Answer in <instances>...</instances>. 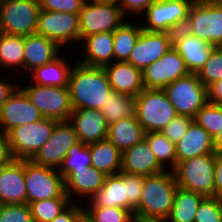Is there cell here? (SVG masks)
Segmentation results:
<instances>
[{"label": "cell", "mask_w": 222, "mask_h": 222, "mask_svg": "<svg viewBox=\"0 0 222 222\" xmlns=\"http://www.w3.org/2000/svg\"><path fill=\"white\" fill-rule=\"evenodd\" d=\"M76 61L68 85L73 109L101 110L112 91L104 67L87 66Z\"/></svg>", "instance_id": "1"}, {"label": "cell", "mask_w": 222, "mask_h": 222, "mask_svg": "<svg viewBox=\"0 0 222 222\" xmlns=\"http://www.w3.org/2000/svg\"><path fill=\"white\" fill-rule=\"evenodd\" d=\"M178 185L174 172L144 176L143 190L134 219H167L171 213L173 198Z\"/></svg>", "instance_id": "2"}, {"label": "cell", "mask_w": 222, "mask_h": 222, "mask_svg": "<svg viewBox=\"0 0 222 222\" xmlns=\"http://www.w3.org/2000/svg\"><path fill=\"white\" fill-rule=\"evenodd\" d=\"M215 153L180 161L173 170L178 187L214 197Z\"/></svg>", "instance_id": "3"}, {"label": "cell", "mask_w": 222, "mask_h": 222, "mask_svg": "<svg viewBox=\"0 0 222 222\" xmlns=\"http://www.w3.org/2000/svg\"><path fill=\"white\" fill-rule=\"evenodd\" d=\"M136 99V119L145 132H161L178 114L163 89H144Z\"/></svg>", "instance_id": "4"}, {"label": "cell", "mask_w": 222, "mask_h": 222, "mask_svg": "<svg viewBox=\"0 0 222 222\" xmlns=\"http://www.w3.org/2000/svg\"><path fill=\"white\" fill-rule=\"evenodd\" d=\"M193 2L194 0H156L141 15L142 29L171 34L183 29Z\"/></svg>", "instance_id": "5"}, {"label": "cell", "mask_w": 222, "mask_h": 222, "mask_svg": "<svg viewBox=\"0 0 222 222\" xmlns=\"http://www.w3.org/2000/svg\"><path fill=\"white\" fill-rule=\"evenodd\" d=\"M30 83V84H28ZM19 87L40 111L44 118L56 121H69L73 112L69 87L36 85L30 81Z\"/></svg>", "instance_id": "6"}, {"label": "cell", "mask_w": 222, "mask_h": 222, "mask_svg": "<svg viewBox=\"0 0 222 222\" xmlns=\"http://www.w3.org/2000/svg\"><path fill=\"white\" fill-rule=\"evenodd\" d=\"M40 11L39 0H3L0 3V32L19 36L36 33Z\"/></svg>", "instance_id": "7"}, {"label": "cell", "mask_w": 222, "mask_h": 222, "mask_svg": "<svg viewBox=\"0 0 222 222\" xmlns=\"http://www.w3.org/2000/svg\"><path fill=\"white\" fill-rule=\"evenodd\" d=\"M26 204L53 199L69 198L65 193L64 177L57 169L25 160Z\"/></svg>", "instance_id": "8"}, {"label": "cell", "mask_w": 222, "mask_h": 222, "mask_svg": "<svg viewBox=\"0 0 222 222\" xmlns=\"http://www.w3.org/2000/svg\"><path fill=\"white\" fill-rule=\"evenodd\" d=\"M58 121L43 118L15 127L8 132L9 147L14 159L31 160L49 140Z\"/></svg>", "instance_id": "9"}, {"label": "cell", "mask_w": 222, "mask_h": 222, "mask_svg": "<svg viewBox=\"0 0 222 222\" xmlns=\"http://www.w3.org/2000/svg\"><path fill=\"white\" fill-rule=\"evenodd\" d=\"M183 29L215 47L222 46V6L194 0Z\"/></svg>", "instance_id": "10"}, {"label": "cell", "mask_w": 222, "mask_h": 222, "mask_svg": "<svg viewBox=\"0 0 222 222\" xmlns=\"http://www.w3.org/2000/svg\"><path fill=\"white\" fill-rule=\"evenodd\" d=\"M178 115L195 117L207 101V88L197 73L173 81L163 89Z\"/></svg>", "instance_id": "11"}, {"label": "cell", "mask_w": 222, "mask_h": 222, "mask_svg": "<svg viewBox=\"0 0 222 222\" xmlns=\"http://www.w3.org/2000/svg\"><path fill=\"white\" fill-rule=\"evenodd\" d=\"M126 20L119 5L86 0L79 12L80 42L93 34L114 32Z\"/></svg>", "instance_id": "12"}, {"label": "cell", "mask_w": 222, "mask_h": 222, "mask_svg": "<svg viewBox=\"0 0 222 222\" xmlns=\"http://www.w3.org/2000/svg\"><path fill=\"white\" fill-rule=\"evenodd\" d=\"M36 33L51 39L62 49L68 48L70 42L80 44L79 15L41 10Z\"/></svg>", "instance_id": "13"}, {"label": "cell", "mask_w": 222, "mask_h": 222, "mask_svg": "<svg viewBox=\"0 0 222 222\" xmlns=\"http://www.w3.org/2000/svg\"><path fill=\"white\" fill-rule=\"evenodd\" d=\"M79 142L69 121H58L49 140L31 159L35 164L59 169L71 146Z\"/></svg>", "instance_id": "14"}, {"label": "cell", "mask_w": 222, "mask_h": 222, "mask_svg": "<svg viewBox=\"0 0 222 222\" xmlns=\"http://www.w3.org/2000/svg\"><path fill=\"white\" fill-rule=\"evenodd\" d=\"M188 74L189 71L185 67L184 60L171 47L160 59L142 71L143 85L146 89H164L173 81Z\"/></svg>", "instance_id": "15"}, {"label": "cell", "mask_w": 222, "mask_h": 222, "mask_svg": "<svg viewBox=\"0 0 222 222\" xmlns=\"http://www.w3.org/2000/svg\"><path fill=\"white\" fill-rule=\"evenodd\" d=\"M43 118L26 93L18 86L0 108V129L8 133L15 127Z\"/></svg>", "instance_id": "16"}, {"label": "cell", "mask_w": 222, "mask_h": 222, "mask_svg": "<svg viewBox=\"0 0 222 222\" xmlns=\"http://www.w3.org/2000/svg\"><path fill=\"white\" fill-rule=\"evenodd\" d=\"M172 47V34L142 30L126 62L144 70Z\"/></svg>", "instance_id": "17"}, {"label": "cell", "mask_w": 222, "mask_h": 222, "mask_svg": "<svg viewBox=\"0 0 222 222\" xmlns=\"http://www.w3.org/2000/svg\"><path fill=\"white\" fill-rule=\"evenodd\" d=\"M172 47L184 60L189 73H198L215 46L184 29H180L172 34Z\"/></svg>", "instance_id": "18"}, {"label": "cell", "mask_w": 222, "mask_h": 222, "mask_svg": "<svg viewBox=\"0 0 222 222\" xmlns=\"http://www.w3.org/2000/svg\"><path fill=\"white\" fill-rule=\"evenodd\" d=\"M106 177L107 175L92 166L72 169L64 177L65 193L71 202L83 204L104 185Z\"/></svg>", "instance_id": "19"}, {"label": "cell", "mask_w": 222, "mask_h": 222, "mask_svg": "<svg viewBox=\"0 0 222 222\" xmlns=\"http://www.w3.org/2000/svg\"><path fill=\"white\" fill-rule=\"evenodd\" d=\"M0 204H26L25 160L0 167Z\"/></svg>", "instance_id": "20"}, {"label": "cell", "mask_w": 222, "mask_h": 222, "mask_svg": "<svg viewBox=\"0 0 222 222\" xmlns=\"http://www.w3.org/2000/svg\"><path fill=\"white\" fill-rule=\"evenodd\" d=\"M69 122L82 143L90 144L107 138L109 125L100 109H74Z\"/></svg>", "instance_id": "21"}, {"label": "cell", "mask_w": 222, "mask_h": 222, "mask_svg": "<svg viewBox=\"0 0 222 222\" xmlns=\"http://www.w3.org/2000/svg\"><path fill=\"white\" fill-rule=\"evenodd\" d=\"M163 171L165 169L158 163L145 138L122 152L123 173L150 176Z\"/></svg>", "instance_id": "22"}, {"label": "cell", "mask_w": 222, "mask_h": 222, "mask_svg": "<svg viewBox=\"0 0 222 222\" xmlns=\"http://www.w3.org/2000/svg\"><path fill=\"white\" fill-rule=\"evenodd\" d=\"M83 44V46H82ZM79 49L82 56L78 62L92 67H105L114 62L113 32H101L85 37Z\"/></svg>", "instance_id": "23"}, {"label": "cell", "mask_w": 222, "mask_h": 222, "mask_svg": "<svg viewBox=\"0 0 222 222\" xmlns=\"http://www.w3.org/2000/svg\"><path fill=\"white\" fill-rule=\"evenodd\" d=\"M111 89L121 94L137 97L145 88L142 70L131 63L114 61L104 67Z\"/></svg>", "instance_id": "24"}, {"label": "cell", "mask_w": 222, "mask_h": 222, "mask_svg": "<svg viewBox=\"0 0 222 222\" xmlns=\"http://www.w3.org/2000/svg\"><path fill=\"white\" fill-rule=\"evenodd\" d=\"M57 43L43 35L33 33L25 36L24 72L30 73L35 68L48 64L62 52Z\"/></svg>", "instance_id": "25"}, {"label": "cell", "mask_w": 222, "mask_h": 222, "mask_svg": "<svg viewBox=\"0 0 222 222\" xmlns=\"http://www.w3.org/2000/svg\"><path fill=\"white\" fill-rule=\"evenodd\" d=\"M175 148L177 164L196 156L215 153L214 139L194 121L182 139L175 144Z\"/></svg>", "instance_id": "26"}, {"label": "cell", "mask_w": 222, "mask_h": 222, "mask_svg": "<svg viewBox=\"0 0 222 222\" xmlns=\"http://www.w3.org/2000/svg\"><path fill=\"white\" fill-rule=\"evenodd\" d=\"M65 52L56 57L48 64H44L40 67L35 68L27 76L31 83L43 86L52 87H68L69 76L74 62L70 63L69 59L66 58ZM64 56V57H63Z\"/></svg>", "instance_id": "27"}, {"label": "cell", "mask_w": 222, "mask_h": 222, "mask_svg": "<svg viewBox=\"0 0 222 222\" xmlns=\"http://www.w3.org/2000/svg\"><path fill=\"white\" fill-rule=\"evenodd\" d=\"M83 207L127 209V184L123 181V172L107 176L104 185L83 203Z\"/></svg>", "instance_id": "28"}, {"label": "cell", "mask_w": 222, "mask_h": 222, "mask_svg": "<svg viewBox=\"0 0 222 222\" xmlns=\"http://www.w3.org/2000/svg\"><path fill=\"white\" fill-rule=\"evenodd\" d=\"M91 166L107 176L121 172L122 152L107 138L88 144Z\"/></svg>", "instance_id": "29"}, {"label": "cell", "mask_w": 222, "mask_h": 222, "mask_svg": "<svg viewBox=\"0 0 222 222\" xmlns=\"http://www.w3.org/2000/svg\"><path fill=\"white\" fill-rule=\"evenodd\" d=\"M145 133L136 116H131L109 125L107 139L123 152L142 141Z\"/></svg>", "instance_id": "30"}, {"label": "cell", "mask_w": 222, "mask_h": 222, "mask_svg": "<svg viewBox=\"0 0 222 222\" xmlns=\"http://www.w3.org/2000/svg\"><path fill=\"white\" fill-rule=\"evenodd\" d=\"M24 42L25 36L0 32V69L9 72L11 68L10 76L13 78L12 74L24 72Z\"/></svg>", "instance_id": "31"}, {"label": "cell", "mask_w": 222, "mask_h": 222, "mask_svg": "<svg viewBox=\"0 0 222 222\" xmlns=\"http://www.w3.org/2000/svg\"><path fill=\"white\" fill-rule=\"evenodd\" d=\"M205 196L177 187L172 210L167 218L169 222H194L195 215Z\"/></svg>", "instance_id": "32"}, {"label": "cell", "mask_w": 222, "mask_h": 222, "mask_svg": "<svg viewBox=\"0 0 222 222\" xmlns=\"http://www.w3.org/2000/svg\"><path fill=\"white\" fill-rule=\"evenodd\" d=\"M136 21L137 24H136ZM129 18L124 21L114 32V61L126 62L133 50L134 45L141 33L142 26L140 20ZM140 21V22H139Z\"/></svg>", "instance_id": "33"}, {"label": "cell", "mask_w": 222, "mask_h": 222, "mask_svg": "<svg viewBox=\"0 0 222 222\" xmlns=\"http://www.w3.org/2000/svg\"><path fill=\"white\" fill-rule=\"evenodd\" d=\"M108 125L120 119L136 116V99L127 94L111 91L107 95L104 108L101 109Z\"/></svg>", "instance_id": "34"}, {"label": "cell", "mask_w": 222, "mask_h": 222, "mask_svg": "<svg viewBox=\"0 0 222 222\" xmlns=\"http://www.w3.org/2000/svg\"><path fill=\"white\" fill-rule=\"evenodd\" d=\"M145 139L153 151L158 163L165 169L173 171L177 166L175 144L161 132H146Z\"/></svg>", "instance_id": "35"}, {"label": "cell", "mask_w": 222, "mask_h": 222, "mask_svg": "<svg viewBox=\"0 0 222 222\" xmlns=\"http://www.w3.org/2000/svg\"><path fill=\"white\" fill-rule=\"evenodd\" d=\"M71 203L69 198L45 199L29 204L34 222H51Z\"/></svg>", "instance_id": "36"}, {"label": "cell", "mask_w": 222, "mask_h": 222, "mask_svg": "<svg viewBox=\"0 0 222 222\" xmlns=\"http://www.w3.org/2000/svg\"><path fill=\"white\" fill-rule=\"evenodd\" d=\"M194 122L204 128L215 139L222 129V105L207 102L197 112Z\"/></svg>", "instance_id": "37"}, {"label": "cell", "mask_w": 222, "mask_h": 222, "mask_svg": "<svg viewBox=\"0 0 222 222\" xmlns=\"http://www.w3.org/2000/svg\"><path fill=\"white\" fill-rule=\"evenodd\" d=\"M89 166H91L90 148L88 144L79 141L70 147L58 171L65 177L72 169H82Z\"/></svg>", "instance_id": "38"}, {"label": "cell", "mask_w": 222, "mask_h": 222, "mask_svg": "<svg viewBox=\"0 0 222 222\" xmlns=\"http://www.w3.org/2000/svg\"><path fill=\"white\" fill-rule=\"evenodd\" d=\"M85 215L92 222H133V214L120 207H84Z\"/></svg>", "instance_id": "39"}, {"label": "cell", "mask_w": 222, "mask_h": 222, "mask_svg": "<svg viewBox=\"0 0 222 222\" xmlns=\"http://www.w3.org/2000/svg\"><path fill=\"white\" fill-rule=\"evenodd\" d=\"M197 75L206 88L213 82L222 79V46L213 48L209 58Z\"/></svg>", "instance_id": "40"}, {"label": "cell", "mask_w": 222, "mask_h": 222, "mask_svg": "<svg viewBox=\"0 0 222 222\" xmlns=\"http://www.w3.org/2000/svg\"><path fill=\"white\" fill-rule=\"evenodd\" d=\"M194 222H222V198L205 197L198 207Z\"/></svg>", "instance_id": "41"}, {"label": "cell", "mask_w": 222, "mask_h": 222, "mask_svg": "<svg viewBox=\"0 0 222 222\" xmlns=\"http://www.w3.org/2000/svg\"><path fill=\"white\" fill-rule=\"evenodd\" d=\"M0 222H34L28 204H0Z\"/></svg>", "instance_id": "42"}, {"label": "cell", "mask_w": 222, "mask_h": 222, "mask_svg": "<svg viewBox=\"0 0 222 222\" xmlns=\"http://www.w3.org/2000/svg\"><path fill=\"white\" fill-rule=\"evenodd\" d=\"M123 181L127 184V210L134 215L141 199L144 176L123 173Z\"/></svg>", "instance_id": "43"}, {"label": "cell", "mask_w": 222, "mask_h": 222, "mask_svg": "<svg viewBox=\"0 0 222 222\" xmlns=\"http://www.w3.org/2000/svg\"><path fill=\"white\" fill-rule=\"evenodd\" d=\"M194 121L193 117L186 115H177L161 131L172 143L176 144L182 139L189 126Z\"/></svg>", "instance_id": "44"}, {"label": "cell", "mask_w": 222, "mask_h": 222, "mask_svg": "<svg viewBox=\"0 0 222 222\" xmlns=\"http://www.w3.org/2000/svg\"><path fill=\"white\" fill-rule=\"evenodd\" d=\"M86 0H39L41 10L79 15Z\"/></svg>", "instance_id": "45"}, {"label": "cell", "mask_w": 222, "mask_h": 222, "mask_svg": "<svg viewBox=\"0 0 222 222\" xmlns=\"http://www.w3.org/2000/svg\"><path fill=\"white\" fill-rule=\"evenodd\" d=\"M156 0H120L119 6L123 15L128 19H138L141 20L140 16L146 11V9L154 3ZM128 15V16H127ZM138 15V16H137ZM134 17V18H132Z\"/></svg>", "instance_id": "46"}, {"label": "cell", "mask_w": 222, "mask_h": 222, "mask_svg": "<svg viewBox=\"0 0 222 222\" xmlns=\"http://www.w3.org/2000/svg\"><path fill=\"white\" fill-rule=\"evenodd\" d=\"M85 215L82 203L71 202L60 214L51 222H79Z\"/></svg>", "instance_id": "47"}, {"label": "cell", "mask_w": 222, "mask_h": 222, "mask_svg": "<svg viewBox=\"0 0 222 222\" xmlns=\"http://www.w3.org/2000/svg\"><path fill=\"white\" fill-rule=\"evenodd\" d=\"M214 196L222 198V153L215 152Z\"/></svg>", "instance_id": "48"}, {"label": "cell", "mask_w": 222, "mask_h": 222, "mask_svg": "<svg viewBox=\"0 0 222 222\" xmlns=\"http://www.w3.org/2000/svg\"><path fill=\"white\" fill-rule=\"evenodd\" d=\"M13 159L9 147L8 133L0 129V167L9 164Z\"/></svg>", "instance_id": "49"}, {"label": "cell", "mask_w": 222, "mask_h": 222, "mask_svg": "<svg viewBox=\"0 0 222 222\" xmlns=\"http://www.w3.org/2000/svg\"><path fill=\"white\" fill-rule=\"evenodd\" d=\"M10 78L13 79L10 76L9 79H4V76L2 78L0 76V108L19 86V83H17L15 80H11Z\"/></svg>", "instance_id": "50"}, {"label": "cell", "mask_w": 222, "mask_h": 222, "mask_svg": "<svg viewBox=\"0 0 222 222\" xmlns=\"http://www.w3.org/2000/svg\"><path fill=\"white\" fill-rule=\"evenodd\" d=\"M207 101L215 105H222V79L207 87Z\"/></svg>", "instance_id": "51"}, {"label": "cell", "mask_w": 222, "mask_h": 222, "mask_svg": "<svg viewBox=\"0 0 222 222\" xmlns=\"http://www.w3.org/2000/svg\"><path fill=\"white\" fill-rule=\"evenodd\" d=\"M214 151L222 153V129L214 139Z\"/></svg>", "instance_id": "52"}, {"label": "cell", "mask_w": 222, "mask_h": 222, "mask_svg": "<svg viewBox=\"0 0 222 222\" xmlns=\"http://www.w3.org/2000/svg\"><path fill=\"white\" fill-rule=\"evenodd\" d=\"M136 222H169L168 219H136Z\"/></svg>", "instance_id": "53"}, {"label": "cell", "mask_w": 222, "mask_h": 222, "mask_svg": "<svg viewBox=\"0 0 222 222\" xmlns=\"http://www.w3.org/2000/svg\"><path fill=\"white\" fill-rule=\"evenodd\" d=\"M97 3H105V4H116L119 5L120 0H90Z\"/></svg>", "instance_id": "54"}, {"label": "cell", "mask_w": 222, "mask_h": 222, "mask_svg": "<svg viewBox=\"0 0 222 222\" xmlns=\"http://www.w3.org/2000/svg\"><path fill=\"white\" fill-rule=\"evenodd\" d=\"M212 5L222 6V0H201Z\"/></svg>", "instance_id": "55"}, {"label": "cell", "mask_w": 222, "mask_h": 222, "mask_svg": "<svg viewBox=\"0 0 222 222\" xmlns=\"http://www.w3.org/2000/svg\"><path fill=\"white\" fill-rule=\"evenodd\" d=\"M79 222H92L86 215H84Z\"/></svg>", "instance_id": "56"}]
</instances>
